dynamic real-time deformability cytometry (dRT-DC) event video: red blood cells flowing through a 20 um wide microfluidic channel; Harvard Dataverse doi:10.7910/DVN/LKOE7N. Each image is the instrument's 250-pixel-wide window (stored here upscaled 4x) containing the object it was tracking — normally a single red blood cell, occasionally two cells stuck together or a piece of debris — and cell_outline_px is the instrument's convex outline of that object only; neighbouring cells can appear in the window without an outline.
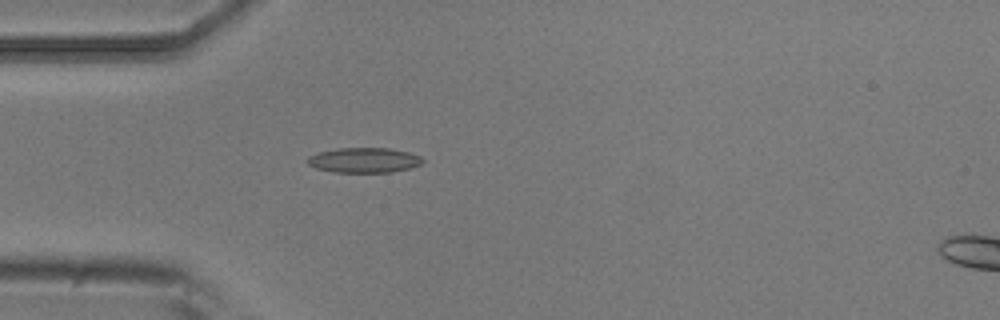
{"species": "common noctule bat (a hibernating species)", "species_latin": "Nyctalus noctula", "temperature_condition": "room temperature", "stored_images_in_passage": 2, "camera_frame_rate_fps": 3000, "um_per_image_px": 0.085, "animal": {"sex": "male", "body_mass_g": 20.5, "forearm_length_mm": 52.5}, "frame": {"image": 1, "passage_image": 1, "time_ms": 0.0, "image_size_px": [1000, 320], "cell_outline_px": [[424, 160], [420, 164], [412, 168], [392, 172], [332, 172], [316, 168], [308, 164], [308, 156], [320, 152], [336, 148], [388, 148], [408, 152], [420, 156]], "centroid_in_image_um": [30.95, 13.62], "position_along_channel_um": 54.0, "area_um2": 16.76}}